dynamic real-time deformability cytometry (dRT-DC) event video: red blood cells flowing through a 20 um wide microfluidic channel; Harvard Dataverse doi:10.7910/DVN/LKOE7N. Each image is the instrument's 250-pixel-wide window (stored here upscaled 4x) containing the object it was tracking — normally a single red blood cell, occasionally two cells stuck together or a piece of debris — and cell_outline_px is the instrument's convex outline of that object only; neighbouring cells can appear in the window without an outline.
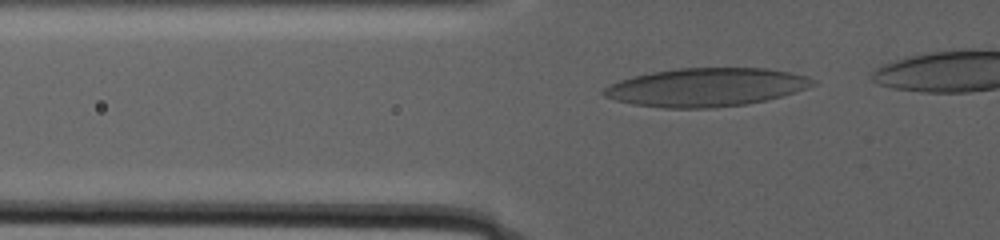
{"species": "human", "species_latin": "Homo sapiens", "temperature_condition": "warm", "stored_images_in_passage": 40, "camera_frame_rate_fps": 3000, "um_per_image_px": 0.085, "donor": {"sex": "male"}, "frame": {"image": 1, "passage_image": 2, "time_ms": 0.333, "image_size_px": [1000, 240], "cell_outline_px": [[816, 84], [780, 96], [764, 100], [744, 104], [712, 108], [664, 108], [632, 104], [616, 100], [604, 96], [600, 92], [604, 88], [620, 80], [632, 76], [652, 72], [680, 68], [768, 68], [808, 76], [816, 80]], "centroid_in_image_um": [59.99, 7.41], "position_along_channel_um": 65.8, "area_um2": 46.47}}
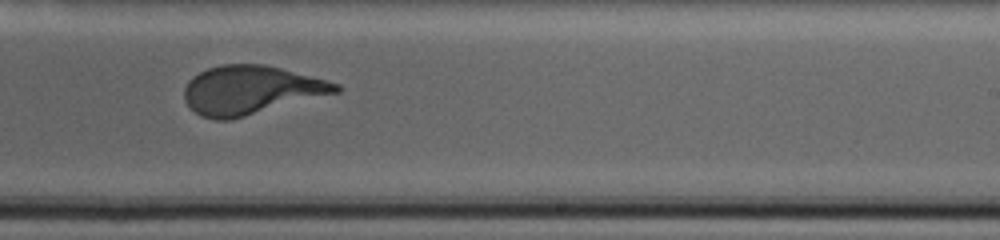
{"frame": {"image": 2, "passage_image": 24, "time_ms": 10.0, "image_size_px": [1000, 240], "cell_outline_px": [[340, 92], [232, 120], [212, 120], [200, 116], [184, 100], [184, 88], [188, 80], [192, 76], [208, 68], [220, 64], [264, 64], [280, 68], [340, 84]], "centroid_in_image_um": [21.29, 7.67], "position_along_channel_um": 267.7, "area_um2": 43.12}}
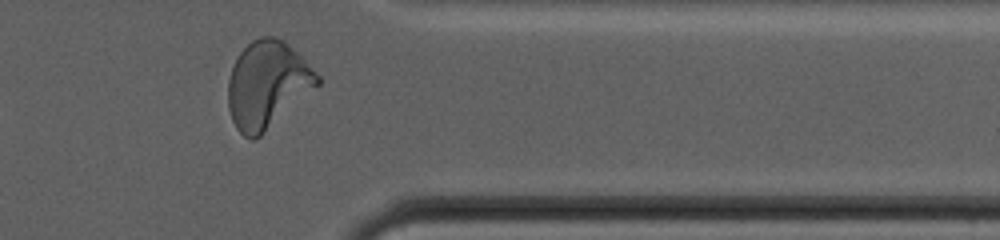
{"frame": {"image": 3, "passage_image": 38, "time_ms": 15.667, "image_size_px": [1000, 240], "cell_outline_px": [[320, 84], [256, 140], [252, 140], [244, 136], [236, 128], [232, 120], [228, 108], [228, 80], [232, 68], [240, 52], [252, 40], [260, 36], [276, 36], [288, 44], [320, 76]], "centroid_in_image_um": [22.71, 7.21], "position_along_channel_um": 388.7, "area_um2": 45.03}}